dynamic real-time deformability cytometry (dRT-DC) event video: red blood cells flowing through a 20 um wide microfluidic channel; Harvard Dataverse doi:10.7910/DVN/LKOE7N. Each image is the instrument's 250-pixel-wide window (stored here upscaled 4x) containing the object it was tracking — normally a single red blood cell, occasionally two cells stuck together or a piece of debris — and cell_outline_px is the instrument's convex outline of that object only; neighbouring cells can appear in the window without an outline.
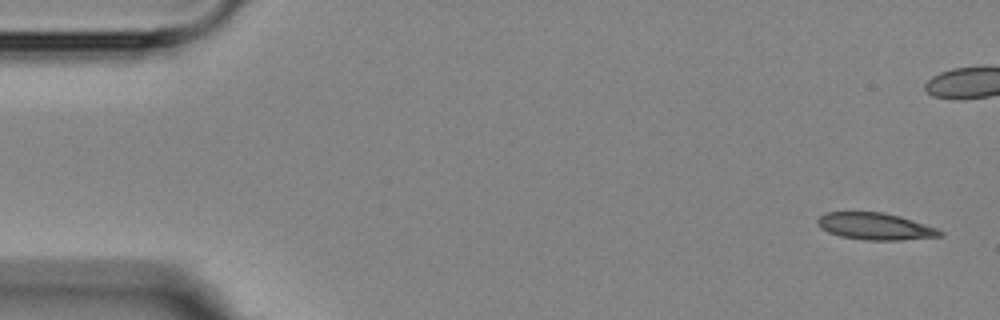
{"species": "Egyptian fruit bat (a non-hibernating species)", "species_latin": "Rousettus aegyptiacus", "temperature_condition": "room temperature", "stored_images_in_passage": 17, "camera_frame_rate_fps": 3000, "um_per_image_px": 0.085, "animal": {"sex": "female"}, "frame": {"image": 1, "passage_image": 1, "time_ms": 0.0, "image_size_px": [1000, 320], "cell_outline_px": [[944, 236], [900, 240], [864, 240], [840, 236], [828, 232], [820, 228], [816, 220], [820, 216], [828, 212], [884, 212], [900, 216], [936, 228], [944, 232]], "centroid_in_image_um": [74.39, 19.24], "position_along_channel_um": 10.6, "area_um2": 19.19}}
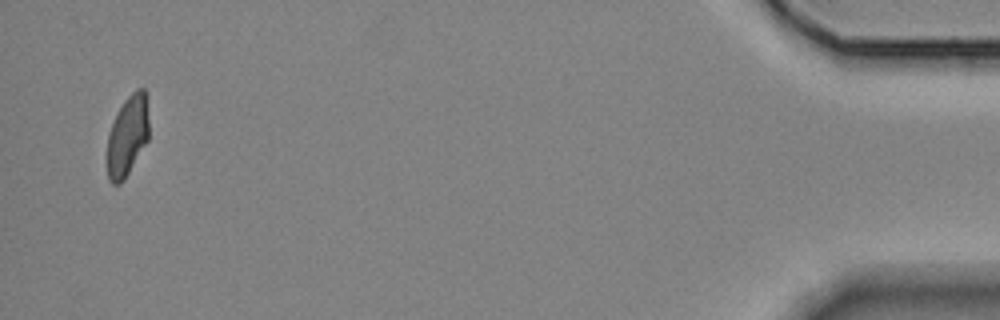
{"frame": {"image": 2, "passage_image": 17, "time_ms": 18.667, "image_size_px": [1000, 320], "cell_outline_px": [[148, 140], [124, 180], [120, 184], [112, 184], [108, 180], [108, 132], [124, 100], [136, 88], [144, 88], [148, 96]], "centroid_in_image_um": [10.86, 11.51], "position_along_channel_um": 424.3, "area_um2": 19.59}}